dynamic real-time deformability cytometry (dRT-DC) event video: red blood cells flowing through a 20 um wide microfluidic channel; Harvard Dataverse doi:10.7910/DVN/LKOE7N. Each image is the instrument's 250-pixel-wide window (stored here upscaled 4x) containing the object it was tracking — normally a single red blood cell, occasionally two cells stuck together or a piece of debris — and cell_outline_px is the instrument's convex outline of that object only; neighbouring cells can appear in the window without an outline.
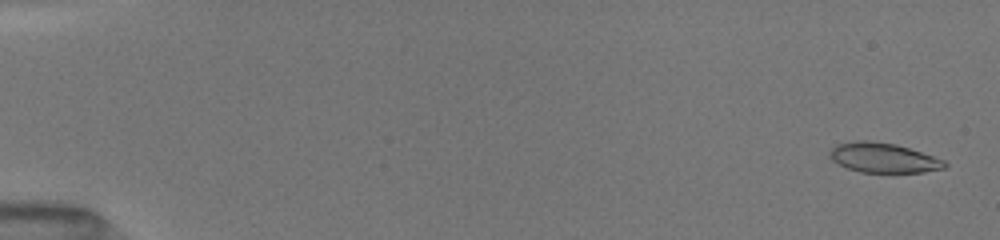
{"species": "common noctule bat (a hibernating species)", "species_latin": "Nyctalus noctula", "temperature_condition": "room temperature", "stored_images_in_passage": 9, "camera_frame_rate_fps": 3000, "um_per_image_px": 0.085, "animal": {"sex": "female", "body_mass_g": 19.5, "forearm_length_mm": 54.1}, "frame": {"image": 1, "passage_image": 1, "time_ms": 0.0, "image_size_px": [1000, 240], "cell_outline_px": [[948, 164], [944, 168], [924, 172], [860, 172], [848, 168], [832, 160], [828, 156], [828, 152], [836, 144], [856, 140], [868, 140], [896, 144], [944, 160]], "centroid_in_image_um": [75.05, 13.4], "position_along_channel_um": 10.0, "area_um2": 19.83}}